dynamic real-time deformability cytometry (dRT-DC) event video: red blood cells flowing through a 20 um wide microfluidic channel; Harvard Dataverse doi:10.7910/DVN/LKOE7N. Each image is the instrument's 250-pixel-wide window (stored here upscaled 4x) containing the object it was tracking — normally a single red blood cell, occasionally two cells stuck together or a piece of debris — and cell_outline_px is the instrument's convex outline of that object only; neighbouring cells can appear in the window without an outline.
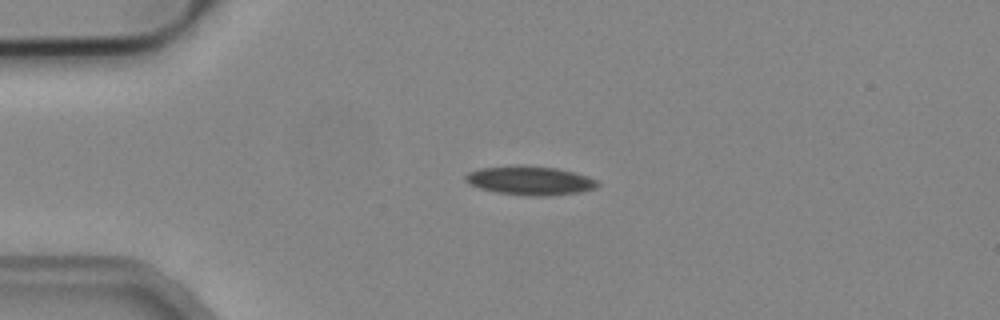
{"species": "common noctule bat (a hibernating species)", "species_latin": "Nyctalus noctula", "temperature_condition": "cold", "stored_images_in_passage": 3, "camera_frame_rate_fps": 3000, "um_per_image_px": 0.085, "animal": {"sex": "male", "body_mass_g": 19.2, "forearm_length_mm": 51.8}, "frame": {"image": 1, "passage_image": 2, "time_ms": 0.333, "image_size_px": [1000, 320], "cell_outline_px": [[600, 184], [596, 188], [576, 192], [548, 196], [524, 196], [496, 192], [480, 188], [468, 184], [464, 180], [464, 176], [468, 172], [480, 168], [520, 164], [556, 168], [576, 172], [600, 180]], "centroid_in_image_um": [45.05, 15.33], "position_along_channel_um": 40.0, "area_um2": 22.66}}